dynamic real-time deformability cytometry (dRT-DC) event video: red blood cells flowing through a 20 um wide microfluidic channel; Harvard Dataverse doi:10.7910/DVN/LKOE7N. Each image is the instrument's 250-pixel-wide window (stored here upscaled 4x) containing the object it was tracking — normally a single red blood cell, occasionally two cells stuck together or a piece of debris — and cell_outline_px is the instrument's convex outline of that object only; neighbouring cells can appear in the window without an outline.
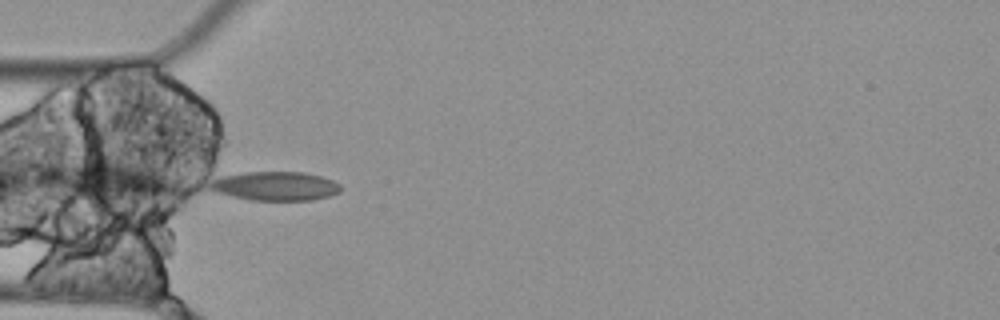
{"species": "Egyptian fruit bat (a non-hibernating species)", "species_latin": "Rousettus aegyptiacus", "temperature_condition": "cold", "stored_images_in_passage": 6, "camera_frame_rate_fps": 3000, "um_per_image_px": 0.085, "animal": {"sex": "female"}, "frame": {"image": 1, "passage_image": 5, "time_ms": 1.333, "image_size_px": [1000, 320], "cell_outline_px": [[340, 192], [328, 196], [312, 200], [248, 200], [216, 192], [208, 188], [208, 184], [212, 180], [220, 176], [244, 172], [304, 172], [320, 176], [332, 180], [340, 184]], "centroid_in_image_um": [23.36, 15.81], "position_along_channel_um": 61.6, "area_um2": 22.14}}
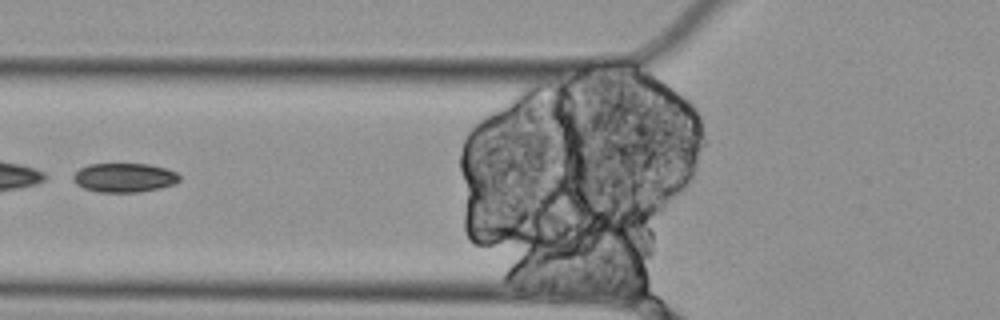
{"frame": {"image": 2, "passage_image": 6, "time_ms": 1.667, "image_size_px": [1000, 320], "cell_outline_px": [[180, 180], [176, 184], [160, 188], [140, 192], [100, 192], [84, 188], [76, 184], [72, 180], [72, 176], [80, 168], [88, 164], [148, 164], [164, 168], [176, 172], [180, 176]], "centroid_in_image_um": [10.57, 15.1], "position_along_channel_um": 115.2, "area_um2": 18.09}}